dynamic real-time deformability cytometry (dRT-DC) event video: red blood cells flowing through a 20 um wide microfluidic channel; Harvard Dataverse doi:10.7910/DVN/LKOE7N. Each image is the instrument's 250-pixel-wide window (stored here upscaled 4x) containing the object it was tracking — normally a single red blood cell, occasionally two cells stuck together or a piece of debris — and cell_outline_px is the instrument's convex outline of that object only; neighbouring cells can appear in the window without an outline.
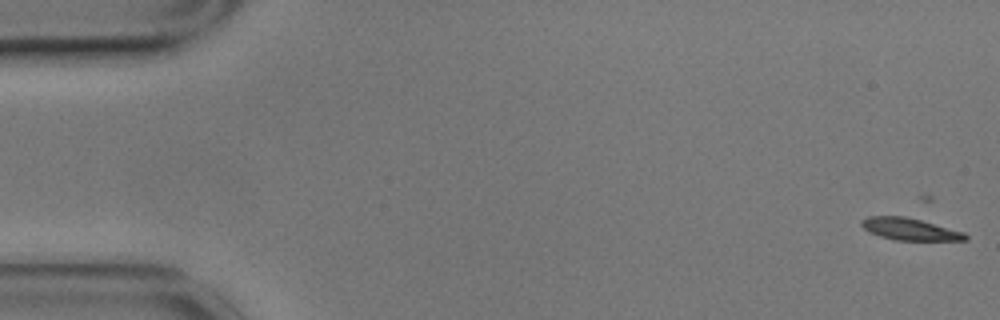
{"species": "common noctule bat (a hibernating species)", "species_latin": "Nyctalus noctula", "temperature_condition": "cold", "stored_images_in_passage": 18, "camera_frame_rate_fps": 3000, "um_per_image_px": 0.085, "animal": {"sex": "male", "body_mass_g": 17.9}, "frame": {"image": 1, "passage_image": 3, "time_ms": 0.667, "image_size_px": [1000, 320], "cell_outline_px": [[968, 240], [896, 240], [880, 236], [864, 228], [860, 224], [860, 220], [868, 216], [904, 216], [920, 220], [964, 232], [968, 236]], "centroid_in_image_um": [77.32, 19.47], "position_along_channel_um": 7.7, "area_um2": 13.12}}
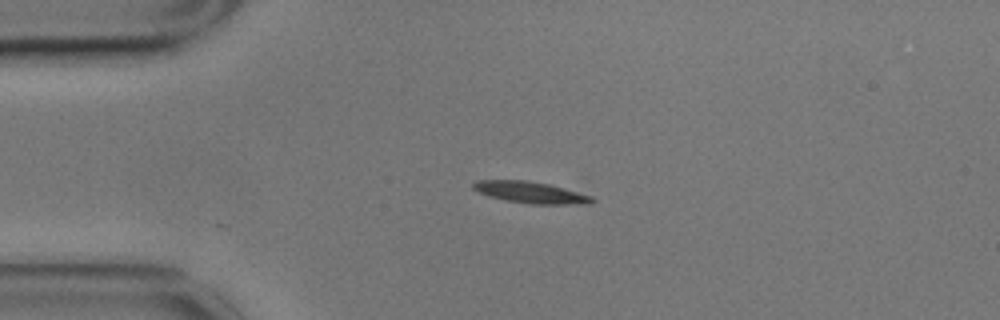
{"frame": {"image": 2, "passage_image": 15, "time_ms": 4.667, "image_size_px": [1000, 320], "cell_outline_px": [[596, 200], [592, 204], [528, 204], [504, 200], [488, 196], [472, 188], [472, 184], [476, 180], [528, 180], [548, 184], [564, 188], [592, 196]], "centroid_in_image_um": [45.11, 16.36], "position_along_channel_um": 39.9, "area_um2": 15.03}}